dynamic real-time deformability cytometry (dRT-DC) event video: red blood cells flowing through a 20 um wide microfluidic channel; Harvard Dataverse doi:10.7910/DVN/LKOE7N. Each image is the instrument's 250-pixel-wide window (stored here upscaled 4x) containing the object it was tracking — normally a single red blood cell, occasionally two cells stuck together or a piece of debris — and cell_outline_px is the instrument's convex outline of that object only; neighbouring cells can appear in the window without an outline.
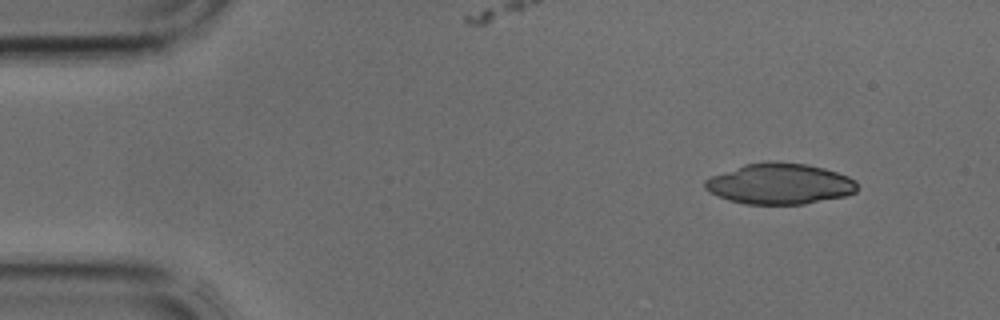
{"species": "common noctule bat (a hibernating species)", "species_latin": "Nyctalus noctula", "temperature_condition": "cold", "stored_images_in_passage": 3, "camera_frame_rate_fps": 3000, "um_per_image_px": 0.085, "animal": {"sex": "male", "body_mass_g": 17.9, "forearm_length_mm": 54.2}, "frame": {"image": 1, "passage_image": 1, "time_ms": 0.0, "image_size_px": [1000, 320], "cell_outline_px": [[856, 192], [844, 196], [804, 204], [744, 204], [728, 200], [708, 192], [704, 188], [704, 180], [712, 176], [744, 164], [804, 164], [824, 168], [848, 176], [856, 180]], "centroid_in_image_um": [66.26, 15.66], "position_along_channel_um": 18.7, "area_um2": 35.43}}